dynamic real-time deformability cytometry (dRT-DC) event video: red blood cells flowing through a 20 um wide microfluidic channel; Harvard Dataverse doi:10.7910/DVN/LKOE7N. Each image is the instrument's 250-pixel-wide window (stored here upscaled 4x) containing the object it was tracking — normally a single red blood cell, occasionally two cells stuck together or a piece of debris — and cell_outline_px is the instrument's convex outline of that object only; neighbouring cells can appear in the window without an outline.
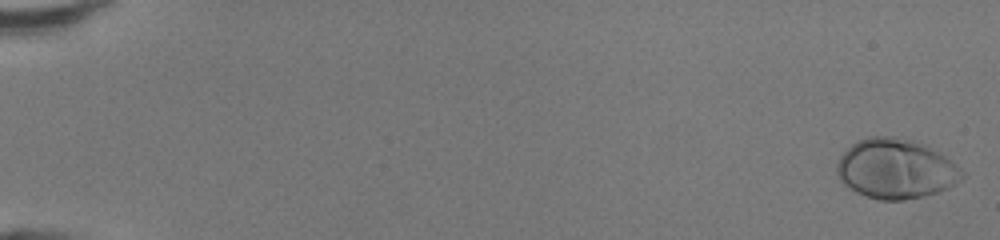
{"species": "human", "species_latin": "Homo sapiens", "temperature_condition": "room temperature", "stored_images_in_passage": 49, "camera_frame_rate_fps": 3000, "um_per_image_px": 0.085, "donor": {"sex": "female"}, "frame": {"image": 1, "passage_image": 1, "time_ms": 0.0, "image_size_px": [1000, 240], "cell_outline_px": [[968, 176], [956, 184], [948, 188], [924, 196], [904, 200], [880, 200], [856, 192], [844, 184], [840, 180], [836, 172], [836, 164], [840, 156], [856, 140], [868, 136], [892, 136], [912, 140], [924, 144], [944, 156], [956, 164]], "centroid_in_image_um": [76.15, 14.35], "position_along_channel_um": 8.9, "area_um2": 43.75}}
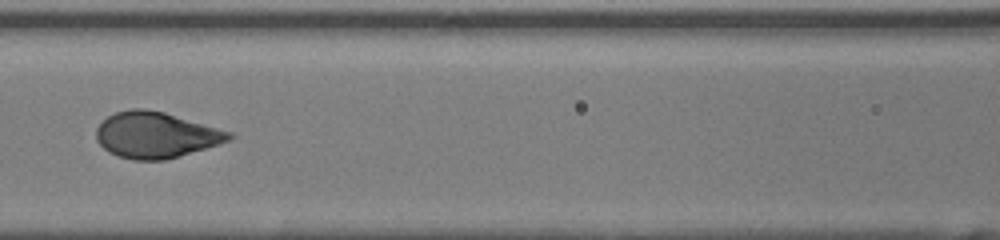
{"frame": {"image": 2, "passage_image": 24, "time_ms": 7.667, "image_size_px": [1000, 240], "cell_outline_px": [[236, 136], [220, 144], [164, 160], [132, 160], [108, 152], [96, 140], [96, 128], [108, 116], [116, 112], [132, 108], [144, 108], [164, 112], [232, 132]], "centroid_in_image_um": [13.24, 11.47], "position_along_channel_um": 153.4, "area_um2": 35.43}}
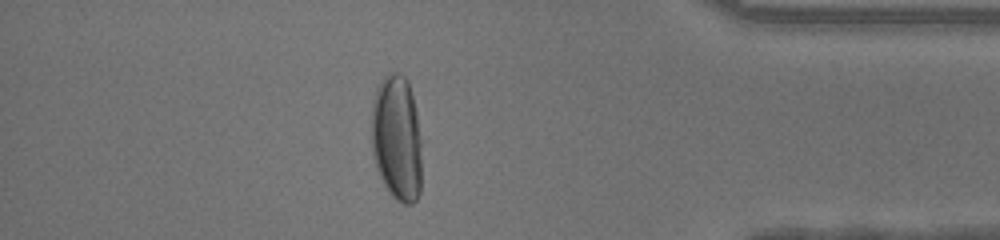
{"frame": {"image": 3, "passage_image": 43, "time_ms": 14.0, "image_size_px": [1000, 240], "cell_outline_px": [[420, 192], [416, 200], [412, 204], [404, 204], [396, 200], [388, 192], [376, 168], [372, 156], [372, 100], [376, 88], [384, 76], [388, 72], [396, 72], [404, 76], [408, 80], [416, 112], [420, 140]], "centroid_in_image_um": [33.7, 11.74], "position_along_channel_um": 401.5, "area_um2": 37.11}, "authors_computed_cell_mechanics": {"area_um2": 37.1076, "velocity_mm_per_s": 4.3167, "shape_relaxation_time_tau1_ms": 3.5301, "shape_relaxation_time_tau2_ms": null, "deformation_change_tau1": 0.2159, "deformation_change_tau2": null}}